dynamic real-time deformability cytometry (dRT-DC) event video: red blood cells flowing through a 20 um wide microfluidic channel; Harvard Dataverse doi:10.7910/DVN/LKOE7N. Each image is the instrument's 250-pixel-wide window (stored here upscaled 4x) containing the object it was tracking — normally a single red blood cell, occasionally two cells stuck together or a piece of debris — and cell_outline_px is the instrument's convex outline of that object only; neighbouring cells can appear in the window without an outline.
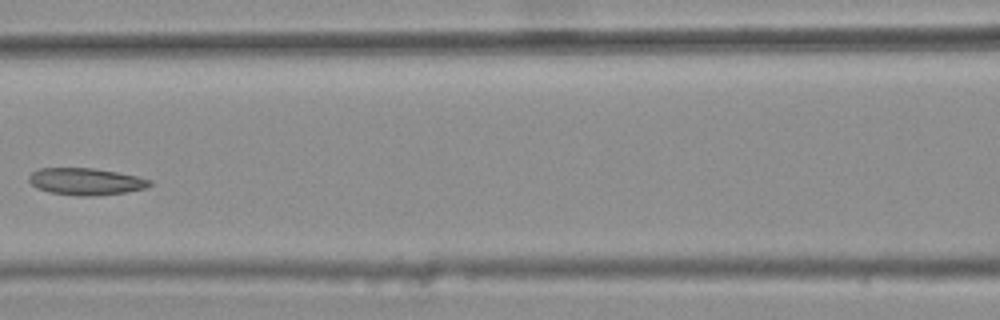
{"species": "common noctule bat (a hibernating species)", "species_latin": "Nyctalus noctula", "temperature_condition": "warm", "stored_images_in_passage": 5, "camera_frame_rate_fps": 3000, "um_per_image_px": 0.085, "animal": {"sex": "female", "body_mass_g": 25.1}, "frame": {"image": 1, "passage_image": 5, "time_ms": 1.333, "image_size_px": [1000, 320], "cell_outline_px": [[152, 184], [144, 188], [124, 192], [88, 196], [80, 196], [48, 192], [36, 188], [28, 180], [28, 176], [32, 172], [40, 168], [92, 168], [116, 172], [136, 176], [152, 180]], "centroid_in_image_um": [7.25, 15.42], "position_along_channel_um": 159.4, "area_um2": 18.79}}